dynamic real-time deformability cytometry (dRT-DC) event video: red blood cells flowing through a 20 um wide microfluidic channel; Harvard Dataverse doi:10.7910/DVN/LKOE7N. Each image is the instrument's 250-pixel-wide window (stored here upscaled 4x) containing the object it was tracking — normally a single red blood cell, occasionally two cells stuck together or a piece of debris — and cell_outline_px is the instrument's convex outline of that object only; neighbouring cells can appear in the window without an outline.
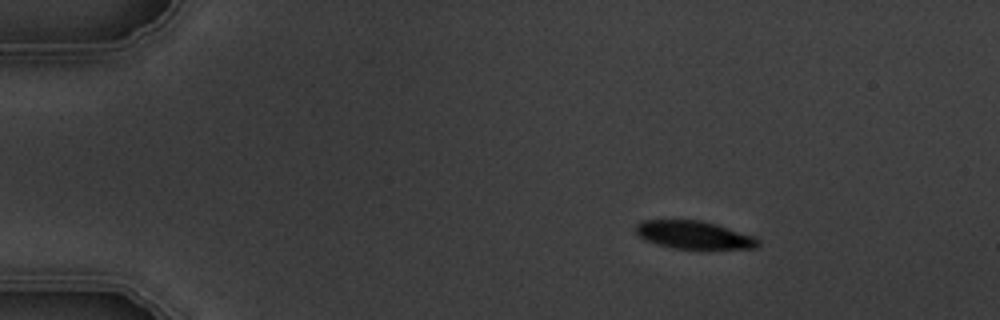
{"species": "common noctule bat (a hibernating species)", "species_latin": "Nyctalus noctula", "temperature_condition": "warm", "stored_images_in_passage": 5, "camera_frame_rate_fps": 3000, "um_per_image_px": 0.085, "animal": {"sex": "male", "body_mass_g": 19.5, "forearm_length_mm": 54.6}, "frame": {"image": 1, "passage_image": 2, "time_ms": 1.0, "image_size_px": [1000, 320], "cell_outline_px": [[760, 244], [756, 248], [672, 248], [644, 240], [636, 232], [636, 224], [644, 220], [700, 220], [716, 224], [752, 236], [760, 240]], "centroid_in_image_um": [58.95, 19.96], "position_along_channel_um": 26.0, "area_um2": 19.54}}
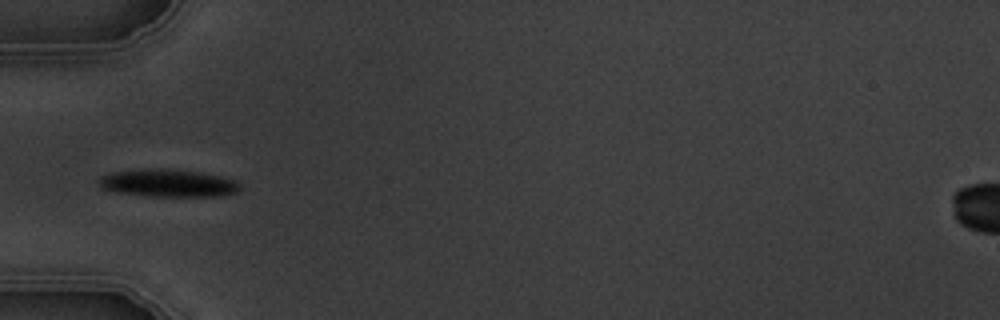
{"frame": {"image": 2, "passage_image": 5, "time_ms": 4.333, "image_size_px": [1000, 320], "cell_outline_px": [[240, 188], [236, 192], [220, 196], [148, 196], [116, 192], [100, 188], [100, 176], [112, 172], [144, 168], [168, 168], [200, 172], [220, 176], [232, 180], [240, 184]], "centroid_in_image_um": [14.25, 15.55], "position_along_channel_um": 70.8, "area_um2": 22.77}}